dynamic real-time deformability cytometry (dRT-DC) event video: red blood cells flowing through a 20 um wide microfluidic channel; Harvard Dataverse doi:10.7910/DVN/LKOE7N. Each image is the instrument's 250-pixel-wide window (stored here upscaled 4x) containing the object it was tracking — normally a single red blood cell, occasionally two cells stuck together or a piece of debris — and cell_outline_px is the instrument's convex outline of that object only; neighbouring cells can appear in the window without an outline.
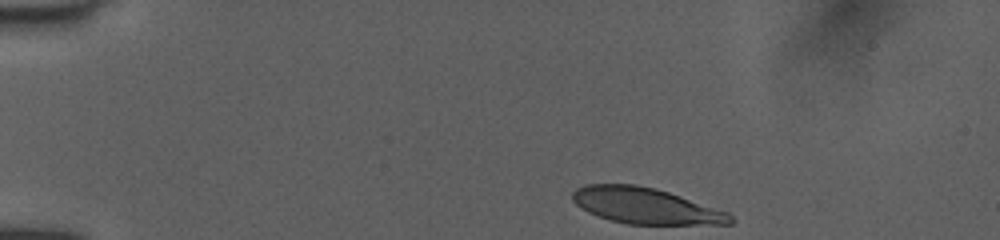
{"species": "human", "species_latin": "Homo sapiens", "temperature_condition": "room temperature", "stored_images_in_passage": 37, "camera_frame_rate_fps": 3000, "um_per_image_px": 0.085, "donor": {"sex": "female"}, "frame": {"image": 1, "passage_image": 1, "time_ms": 0.0, "image_size_px": [1000, 240], "cell_outline_px": [[736, 220], [732, 224], [628, 224], [612, 220], [588, 212], [576, 204], [572, 200], [572, 192], [576, 188], [584, 184], [636, 184], [656, 188], [728, 212]], "centroid_in_image_um": [54.87, 17.48], "position_along_channel_um": 30.1, "area_um2": 32.95}}
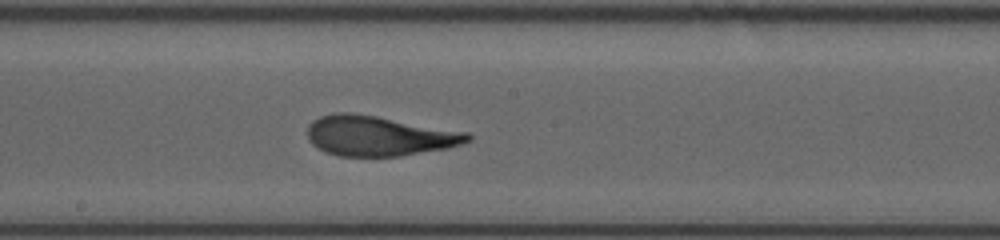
{"frame": {"image": 2, "passage_image": 21, "time_ms": 6.667, "image_size_px": [1000, 240], "cell_outline_px": [[472, 140], [448, 148], [400, 156], [336, 156], [316, 148], [308, 140], [308, 124], [312, 120], [320, 116], [332, 112], [348, 112], [376, 116], [468, 132], [472, 136]], "centroid_in_image_um": [32.17, 11.55], "position_along_channel_um": 216.0, "area_um2": 37.57}}
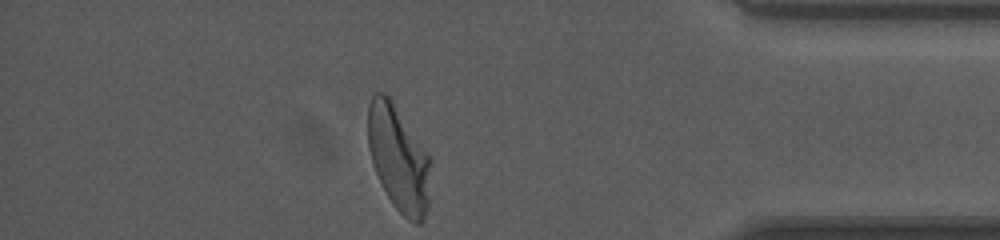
{"frame": {"image": 3, "passage_image": 37, "time_ms": 12.0, "image_size_px": [1000, 240], "cell_outline_px": [[432, 160], [428, 208], [420, 224], [416, 224], [408, 220], [392, 204], [372, 164], [368, 148], [368, 104], [372, 96], [376, 92], [384, 92], [388, 96], [432, 156]], "centroid_in_image_um": [33.91, 13.47], "position_along_channel_um": 401.3, "area_um2": 39.02}, "authors_computed_cell_mechanics": {"area_um2": 36.992, "velocity_mm_per_s": 4.0062, "shape_relaxation_time_tau1_ms": 4.8348, "shape_relaxation_time_tau2_ms": 1.0909, "deformation_change_tau1": 0.2367, "deformation_change_tau2": 0.0647}}